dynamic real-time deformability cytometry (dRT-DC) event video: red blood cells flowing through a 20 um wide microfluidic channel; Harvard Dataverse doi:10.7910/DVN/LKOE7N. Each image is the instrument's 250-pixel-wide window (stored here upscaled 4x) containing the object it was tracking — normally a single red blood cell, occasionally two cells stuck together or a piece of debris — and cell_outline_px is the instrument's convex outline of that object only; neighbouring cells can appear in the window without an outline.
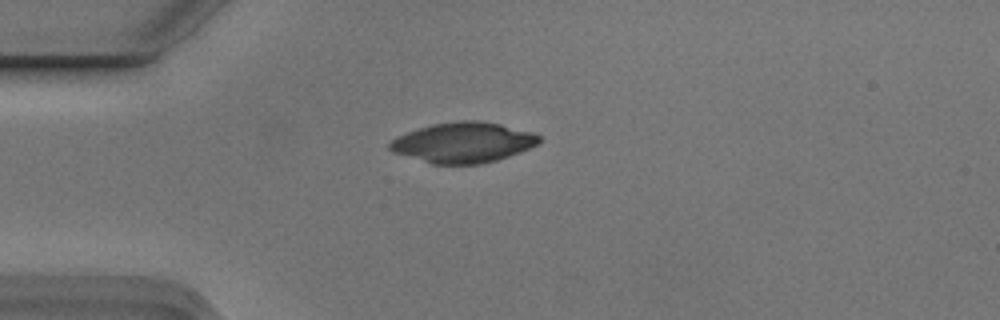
{"species": "Egyptian fruit bat (a non-hibernating species)", "species_latin": "Rousettus aegyptiacus", "temperature_condition": "cold", "stored_images_in_passage": 1, "camera_frame_rate_fps": 3000, "um_per_image_px": 0.085, "animal": {"sex": "male"}, "frame": {"image": 1, "passage_image": 1, "time_ms": 0.0, "image_size_px": [1000, 320], "cell_outline_px": [[540, 140], [536, 144], [520, 152], [496, 160], [480, 164], [432, 164], [392, 152], [388, 148], [388, 144], [396, 136], [432, 124], [460, 120], [480, 120], [500, 124], [532, 132], [540, 136]], "centroid_in_image_um": [39.34, 12.11], "position_along_channel_um": 45.7, "area_um2": 34.97}}